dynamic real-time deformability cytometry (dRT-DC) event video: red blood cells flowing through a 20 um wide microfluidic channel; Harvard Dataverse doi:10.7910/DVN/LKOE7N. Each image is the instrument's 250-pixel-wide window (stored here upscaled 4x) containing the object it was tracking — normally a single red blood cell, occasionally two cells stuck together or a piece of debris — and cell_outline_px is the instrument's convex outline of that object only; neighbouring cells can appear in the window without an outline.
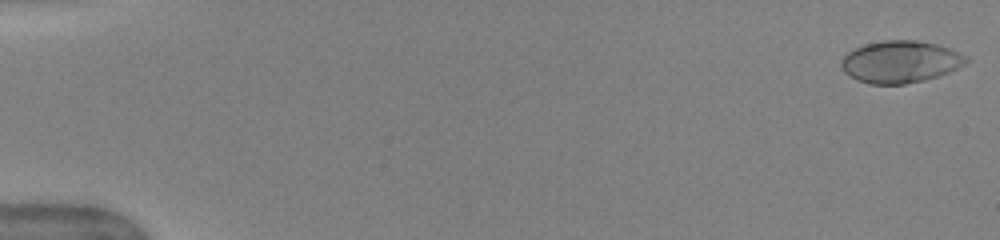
{"species": "human", "species_latin": "Homo sapiens", "temperature_condition": "warm", "stored_images_in_passage": 50, "camera_frame_rate_fps": 3000, "um_per_image_px": 0.085, "donor": {"sex": "female"}, "frame": {"image": 1, "passage_image": 1, "time_ms": 0.0, "image_size_px": [1000, 240], "cell_outline_px": [[968, 60], [964, 64], [948, 72], [924, 80], [904, 84], [868, 84], [844, 72], [840, 68], [840, 60], [848, 52], [856, 48], [868, 44], [884, 40], [916, 40], [936, 44], [948, 48], [968, 56]], "centroid_in_image_um": [76.51, 5.25], "position_along_channel_um": 8.5, "area_um2": 30.29}}
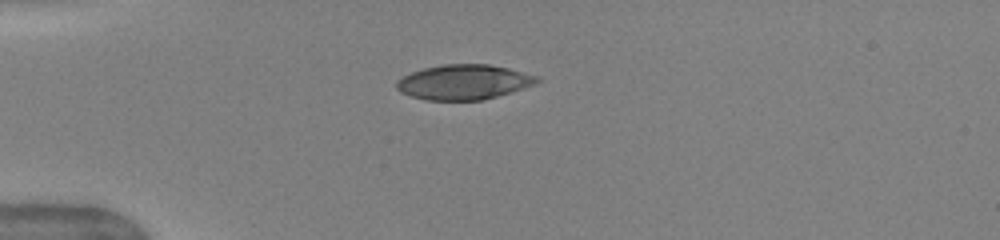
{"frame": {"image": 2, "passage_image": 14, "time_ms": 4.333, "image_size_px": [1000, 240], "cell_outline_px": [[540, 80], [536, 84], [524, 88], [496, 96], [480, 100], [424, 100], [400, 92], [396, 88], [396, 80], [412, 72], [424, 68], [444, 64], [488, 64], [508, 68], [540, 76]], "centroid_in_image_um": [39.43, 6.97], "position_along_channel_um": 45.6, "area_um2": 28.55}}
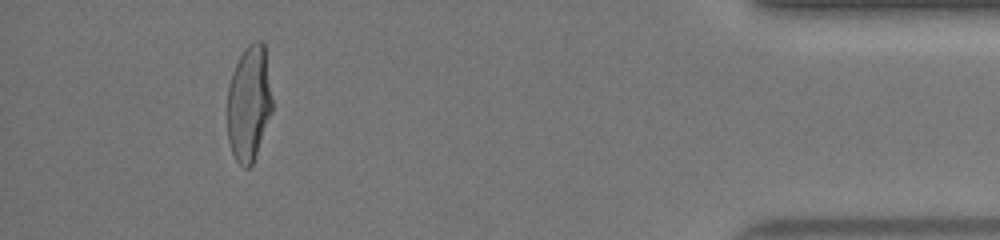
{"frame": {"image": 3, "passage_image": 47, "time_ms": 15.333, "image_size_px": [1000, 240], "cell_outline_px": [[272, 112], [252, 164], [248, 168], [244, 168], [236, 160], [232, 152], [228, 140], [228, 88], [232, 72], [244, 48], [248, 44], [256, 40], [260, 40], [264, 44], [272, 100]], "centroid_in_image_um": [21.16, 8.78], "position_along_channel_um": 414.0, "area_um2": 30.0}, "authors_computed_cell_mechanics": {"area_um2": 30.7496, "velocity_mm_per_s": 4.053, "shape_relaxation_time_tau1_ms": 4.1506, "shape_relaxation_time_tau2_ms": null, "deformation_change_tau1": 0.2029, "deformation_change_tau2": null}}